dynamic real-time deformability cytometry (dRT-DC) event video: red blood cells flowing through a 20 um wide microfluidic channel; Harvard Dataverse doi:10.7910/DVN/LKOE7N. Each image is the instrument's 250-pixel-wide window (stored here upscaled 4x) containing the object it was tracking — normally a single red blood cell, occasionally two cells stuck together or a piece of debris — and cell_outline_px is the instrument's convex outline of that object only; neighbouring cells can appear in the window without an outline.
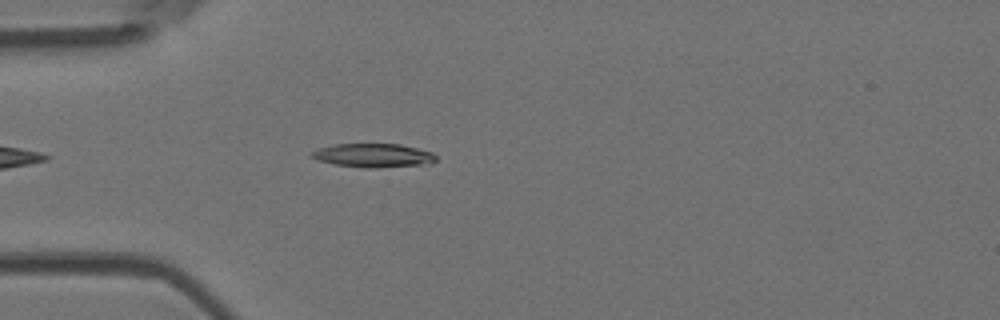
{"species": "Egyptian fruit bat (a non-hibernating species)", "species_latin": "Rousettus aegyptiacus", "temperature_condition": "room temperature", "stored_images_in_passage": 4, "camera_frame_rate_fps": 3000, "um_per_image_px": 0.085, "animal": {"sex": "female"}, "frame": {"image": 1, "passage_image": 4, "time_ms": 3.333, "image_size_px": [1000, 320], "cell_outline_px": [[436, 160], [432, 164], [376, 168], [368, 168], [336, 164], [316, 160], [308, 156], [312, 152], [320, 148], [336, 144], [400, 144], [432, 152], [436, 156]], "centroid_in_image_um": [31.76, 13.22], "position_along_channel_um": 53.2, "area_um2": 17.22}}